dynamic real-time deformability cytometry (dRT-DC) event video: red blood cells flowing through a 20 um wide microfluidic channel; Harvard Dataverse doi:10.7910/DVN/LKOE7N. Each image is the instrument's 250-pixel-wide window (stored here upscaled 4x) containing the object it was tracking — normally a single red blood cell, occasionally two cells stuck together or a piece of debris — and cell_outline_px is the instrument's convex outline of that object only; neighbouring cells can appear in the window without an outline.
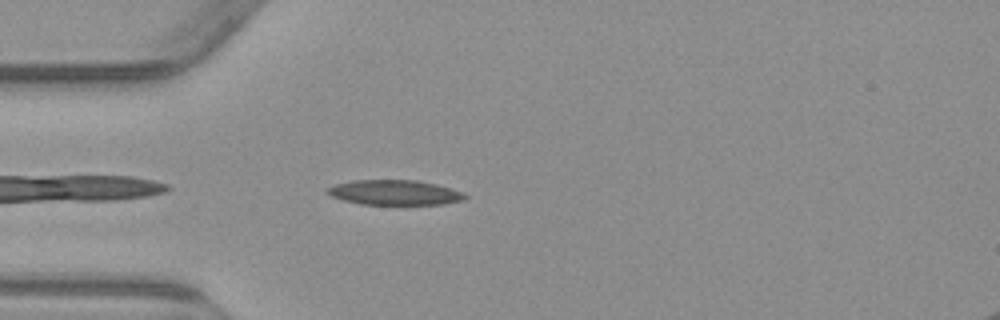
{"species": "common noctule bat (a hibernating species)", "species_latin": "Nyctalus noctula", "temperature_condition": "warm", "stored_images_in_passage": 5, "camera_frame_rate_fps": 3000, "um_per_image_px": 0.085, "animal": {"sex": "male", "body_mass_g": 23.1, "forearm_length_mm": 52.7}, "frame": {"image": 1, "passage_image": 5, "time_ms": 4.667, "image_size_px": [1000, 320], "cell_outline_px": [[468, 196], [464, 200], [444, 204], [360, 204], [344, 200], [332, 196], [324, 192], [324, 188], [336, 184], [352, 180], [416, 180], [436, 184], [452, 188], [464, 192]], "centroid_in_image_um": [33.54, 16.36], "position_along_channel_um": 51.5, "area_um2": 20.17}}